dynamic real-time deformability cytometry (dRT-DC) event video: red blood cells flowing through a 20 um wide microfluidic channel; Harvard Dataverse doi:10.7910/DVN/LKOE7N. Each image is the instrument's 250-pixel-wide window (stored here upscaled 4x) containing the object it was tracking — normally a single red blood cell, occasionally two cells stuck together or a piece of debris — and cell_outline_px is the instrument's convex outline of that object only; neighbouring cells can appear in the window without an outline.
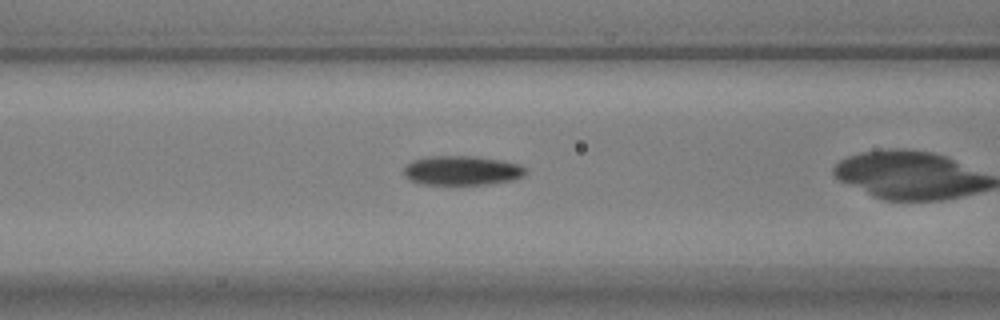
{"species": "common noctule bat (a hibernating species)", "species_latin": "Nyctalus noctula", "temperature_condition": "warm", "stored_images_in_passage": 28, "camera_frame_rate_fps": 3000, "um_per_image_px": 0.085, "animal": {"sex": "male", "body_mass_g": 17.9, "forearm_length_mm": 54.2}, "frame": {"image": 1, "passage_image": 7, "time_ms": 2.0, "image_size_px": [1000, 320], "cell_outline_px": [[528, 172], [524, 176], [512, 180], [488, 184], [420, 184], [408, 180], [404, 176], [404, 168], [412, 160], [428, 156], [476, 156], [500, 160], [520, 164], [528, 168]], "centroid_in_image_um": [39.28, 14.49], "position_along_channel_um": 127.3, "area_um2": 21.1}}
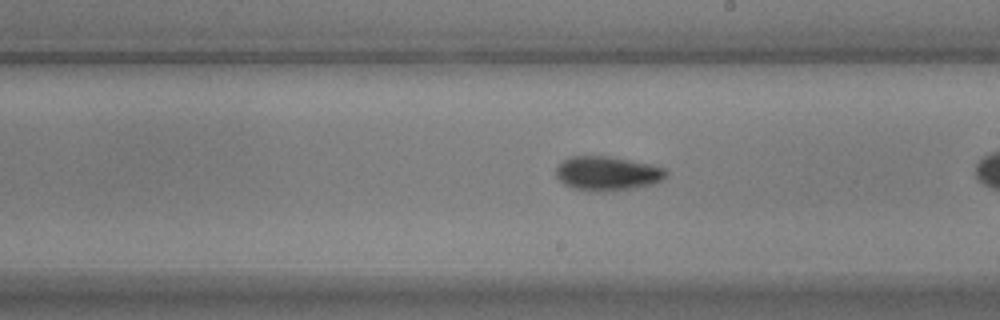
{"frame": {"image": 2, "passage_image": 16, "time_ms": 5.0, "image_size_px": [1000, 320], "cell_outline_px": [[668, 176], [652, 184], [636, 188], [600, 192], [588, 192], [572, 188], [564, 184], [556, 176], [556, 168], [564, 160], [572, 156], [608, 156], [652, 164], [664, 168], [668, 172]], "centroid_in_image_um": [51.63, 14.75], "position_along_channel_um": 237.4, "area_um2": 22.14}}
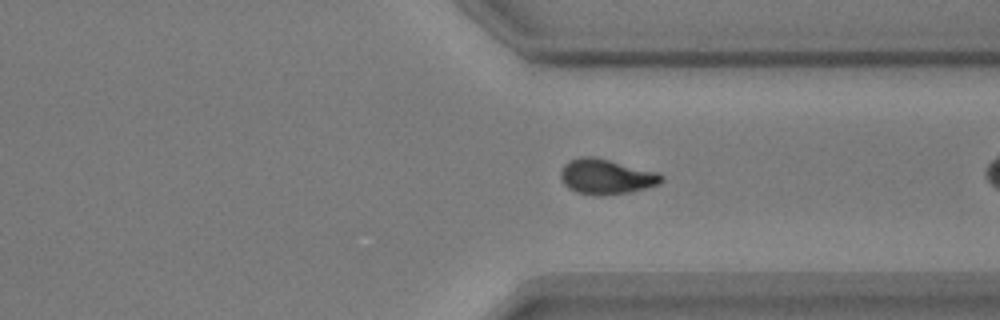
{"frame": {"image": 3, "passage_image": 26, "time_ms": 8.333, "image_size_px": [1000, 320], "cell_outline_px": [[664, 180], [660, 184], [628, 192], [596, 196], [576, 192], [568, 188], [564, 184], [560, 176], [560, 168], [568, 160], [580, 156], [592, 156], [660, 172], [664, 176]], "centroid_in_image_um": [51.51, 15.0], "position_along_channel_um": 359.9, "area_um2": 20.87}}